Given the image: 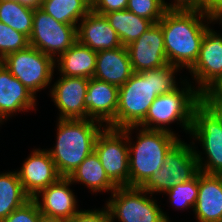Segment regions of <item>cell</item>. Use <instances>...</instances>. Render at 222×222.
Here are the masks:
<instances>
[{
	"instance_id": "obj_1",
	"label": "cell",
	"mask_w": 222,
	"mask_h": 222,
	"mask_svg": "<svg viewBox=\"0 0 222 222\" xmlns=\"http://www.w3.org/2000/svg\"><path fill=\"white\" fill-rule=\"evenodd\" d=\"M179 69L172 64L134 72L129 80L119 87L116 129L138 126L148 113L158 95L178 89L174 73Z\"/></svg>"
},
{
	"instance_id": "obj_2",
	"label": "cell",
	"mask_w": 222,
	"mask_h": 222,
	"mask_svg": "<svg viewBox=\"0 0 222 222\" xmlns=\"http://www.w3.org/2000/svg\"><path fill=\"white\" fill-rule=\"evenodd\" d=\"M207 19H206V18ZM209 22L216 21L203 11L166 10L159 20L164 36V47L169 64L190 69L198 58L202 39Z\"/></svg>"
},
{
	"instance_id": "obj_3",
	"label": "cell",
	"mask_w": 222,
	"mask_h": 222,
	"mask_svg": "<svg viewBox=\"0 0 222 222\" xmlns=\"http://www.w3.org/2000/svg\"><path fill=\"white\" fill-rule=\"evenodd\" d=\"M58 120L56 146L47 151L59 174L68 177L94 151L96 138L104 127L93 119Z\"/></svg>"
},
{
	"instance_id": "obj_4",
	"label": "cell",
	"mask_w": 222,
	"mask_h": 222,
	"mask_svg": "<svg viewBox=\"0 0 222 222\" xmlns=\"http://www.w3.org/2000/svg\"><path fill=\"white\" fill-rule=\"evenodd\" d=\"M137 127L123 128L129 145V187H141L158 172L168 152L180 141L174 133L142 128L136 144H132L129 135Z\"/></svg>"
},
{
	"instance_id": "obj_5",
	"label": "cell",
	"mask_w": 222,
	"mask_h": 222,
	"mask_svg": "<svg viewBox=\"0 0 222 222\" xmlns=\"http://www.w3.org/2000/svg\"><path fill=\"white\" fill-rule=\"evenodd\" d=\"M171 93L158 95L149 107L145 119L138 125L141 128L161 130L173 133L166 124L180 121L185 132L191 131L193 111L200 103V92L189 83ZM187 86V87H186ZM194 88V89H193ZM181 89V91H180ZM153 124V126H152ZM164 125V126H163Z\"/></svg>"
},
{
	"instance_id": "obj_6",
	"label": "cell",
	"mask_w": 222,
	"mask_h": 222,
	"mask_svg": "<svg viewBox=\"0 0 222 222\" xmlns=\"http://www.w3.org/2000/svg\"><path fill=\"white\" fill-rule=\"evenodd\" d=\"M195 151L190 144L180 140L168 152L160 170L151 175L140 188L151 197L155 192L165 193L177 183L193 179L200 172Z\"/></svg>"
},
{
	"instance_id": "obj_7",
	"label": "cell",
	"mask_w": 222,
	"mask_h": 222,
	"mask_svg": "<svg viewBox=\"0 0 222 222\" xmlns=\"http://www.w3.org/2000/svg\"><path fill=\"white\" fill-rule=\"evenodd\" d=\"M1 63L35 95L51 83L56 67L55 58L32 46L7 55Z\"/></svg>"
},
{
	"instance_id": "obj_8",
	"label": "cell",
	"mask_w": 222,
	"mask_h": 222,
	"mask_svg": "<svg viewBox=\"0 0 222 222\" xmlns=\"http://www.w3.org/2000/svg\"><path fill=\"white\" fill-rule=\"evenodd\" d=\"M106 203L112 222H170L149 193L140 187H117ZM145 194V195H143Z\"/></svg>"
},
{
	"instance_id": "obj_9",
	"label": "cell",
	"mask_w": 222,
	"mask_h": 222,
	"mask_svg": "<svg viewBox=\"0 0 222 222\" xmlns=\"http://www.w3.org/2000/svg\"><path fill=\"white\" fill-rule=\"evenodd\" d=\"M94 151L108 178L117 187H129L127 133L123 129L103 128L96 138Z\"/></svg>"
},
{
	"instance_id": "obj_10",
	"label": "cell",
	"mask_w": 222,
	"mask_h": 222,
	"mask_svg": "<svg viewBox=\"0 0 222 222\" xmlns=\"http://www.w3.org/2000/svg\"><path fill=\"white\" fill-rule=\"evenodd\" d=\"M190 134L201 142L207 156V160L203 163V157L199 151H195L199 171L205 174L222 175V128L201 103L194 108Z\"/></svg>"
},
{
	"instance_id": "obj_11",
	"label": "cell",
	"mask_w": 222,
	"mask_h": 222,
	"mask_svg": "<svg viewBox=\"0 0 222 222\" xmlns=\"http://www.w3.org/2000/svg\"><path fill=\"white\" fill-rule=\"evenodd\" d=\"M77 41V26L64 24L40 7L34 9L29 46L51 57L60 56Z\"/></svg>"
},
{
	"instance_id": "obj_12",
	"label": "cell",
	"mask_w": 222,
	"mask_h": 222,
	"mask_svg": "<svg viewBox=\"0 0 222 222\" xmlns=\"http://www.w3.org/2000/svg\"><path fill=\"white\" fill-rule=\"evenodd\" d=\"M200 93L214 91L222 83V36L209 27L194 65L189 69Z\"/></svg>"
},
{
	"instance_id": "obj_13",
	"label": "cell",
	"mask_w": 222,
	"mask_h": 222,
	"mask_svg": "<svg viewBox=\"0 0 222 222\" xmlns=\"http://www.w3.org/2000/svg\"><path fill=\"white\" fill-rule=\"evenodd\" d=\"M133 72H143L168 64L161 24L153 23L138 39L126 46Z\"/></svg>"
},
{
	"instance_id": "obj_14",
	"label": "cell",
	"mask_w": 222,
	"mask_h": 222,
	"mask_svg": "<svg viewBox=\"0 0 222 222\" xmlns=\"http://www.w3.org/2000/svg\"><path fill=\"white\" fill-rule=\"evenodd\" d=\"M32 152L23 162L20 171H17L22 187L30 198L62 177L46 149H35Z\"/></svg>"
},
{
	"instance_id": "obj_15",
	"label": "cell",
	"mask_w": 222,
	"mask_h": 222,
	"mask_svg": "<svg viewBox=\"0 0 222 222\" xmlns=\"http://www.w3.org/2000/svg\"><path fill=\"white\" fill-rule=\"evenodd\" d=\"M119 87L105 81L90 78L84 105L87 119H93L105 127L116 129V112L118 107Z\"/></svg>"
},
{
	"instance_id": "obj_16",
	"label": "cell",
	"mask_w": 222,
	"mask_h": 222,
	"mask_svg": "<svg viewBox=\"0 0 222 222\" xmlns=\"http://www.w3.org/2000/svg\"><path fill=\"white\" fill-rule=\"evenodd\" d=\"M89 79L62 76L52 87L51 97L60 111L59 119H87L84 98Z\"/></svg>"
},
{
	"instance_id": "obj_17",
	"label": "cell",
	"mask_w": 222,
	"mask_h": 222,
	"mask_svg": "<svg viewBox=\"0 0 222 222\" xmlns=\"http://www.w3.org/2000/svg\"><path fill=\"white\" fill-rule=\"evenodd\" d=\"M77 26V40L93 51L122 47L116 31L111 27L105 15L91 10Z\"/></svg>"
},
{
	"instance_id": "obj_18",
	"label": "cell",
	"mask_w": 222,
	"mask_h": 222,
	"mask_svg": "<svg viewBox=\"0 0 222 222\" xmlns=\"http://www.w3.org/2000/svg\"><path fill=\"white\" fill-rule=\"evenodd\" d=\"M71 184L72 181L68 177H61L41 190L34 197L41 214L70 219L78 213L80 210H77L75 195L69 188ZM39 196H42V202L39 201Z\"/></svg>"
},
{
	"instance_id": "obj_19",
	"label": "cell",
	"mask_w": 222,
	"mask_h": 222,
	"mask_svg": "<svg viewBox=\"0 0 222 222\" xmlns=\"http://www.w3.org/2000/svg\"><path fill=\"white\" fill-rule=\"evenodd\" d=\"M35 97L0 61V123L14 112L32 110Z\"/></svg>"
},
{
	"instance_id": "obj_20",
	"label": "cell",
	"mask_w": 222,
	"mask_h": 222,
	"mask_svg": "<svg viewBox=\"0 0 222 222\" xmlns=\"http://www.w3.org/2000/svg\"><path fill=\"white\" fill-rule=\"evenodd\" d=\"M193 212L198 222H222V175L199 172V192Z\"/></svg>"
},
{
	"instance_id": "obj_21",
	"label": "cell",
	"mask_w": 222,
	"mask_h": 222,
	"mask_svg": "<svg viewBox=\"0 0 222 222\" xmlns=\"http://www.w3.org/2000/svg\"><path fill=\"white\" fill-rule=\"evenodd\" d=\"M133 73L126 47L97 51L94 78L121 87Z\"/></svg>"
},
{
	"instance_id": "obj_22",
	"label": "cell",
	"mask_w": 222,
	"mask_h": 222,
	"mask_svg": "<svg viewBox=\"0 0 222 222\" xmlns=\"http://www.w3.org/2000/svg\"><path fill=\"white\" fill-rule=\"evenodd\" d=\"M57 59L58 69L61 76L93 78L97 52L78 40Z\"/></svg>"
},
{
	"instance_id": "obj_23",
	"label": "cell",
	"mask_w": 222,
	"mask_h": 222,
	"mask_svg": "<svg viewBox=\"0 0 222 222\" xmlns=\"http://www.w3.org/2000/svg\"><path fill=\"white\" fill-rule=\"evenodd\" d=\"M72 183L81 182L94 192L111 191L117 186L108 178L98 155L93 151L85 160L68 176Z\"/></svg>"
},
{
	"instance_id": "obj_24",
	"label": "cell",
	"mask_w": 222,
	"mask_h": 222,
	"mask_svg": "<svg viewBox=\"0 0 222 222\" xmlns=\"http://www.w3.org/2000/svg\"><path fill=\"white\" fill-rule=\"evenodd\" d=\"M111 27L116 31L121 44L126 47L138 39L153 22L128 10L112 11L105 14Z\"/></svg>"
},
{
	"instance_id": "obj_25",
	"label": "cell",
	"mask_w": 222,
	"mask_h": 222,
	"mask_svg": "<svg viewBox=\"0 0 222 222\" xmlns=\"http://www.w3.org/2000/svg\"><path fill=\"white\" fill-rule=\"evenodd\" d=\"M40 8L61 23L77 26L78 20L92 10V1L42 0Z\"/></svg>"
},
{
	"instance_id": "obj_26",
	"label": "cell",
	"mask_w": 222,
	"mask_h": 222,
	"mask_svg": "<svg viewBox=\"0 0 222 222\" xmlns=\"http://www.w3.org/2000/svg\"><path fill=\"white\" fill-rule=\"evenodd\" d=\"M29 199L16 171L0 173V222Z\"/></svg>"
},
{
	"instance_id": "obj_27",
	"label": "cell",
	"mask_w": 222,
	"mask_h": 222,
	"mask_svg": "<svg viewBox=\"0 0 222 222\" xmlns=\"http://www.w3.org/2000/svg\"><path fill=\"white\" fill-rule=\"evenodd\" d=\"M34 9L16 0H0V21L16 31L31 36Z\"/></svg>"
},
{
	"instance_id": "obj_28",
	"label": "cell",
	"mask_w": 222,
	"mask_h": 222,
	"mask_svg": "<svg viewBox=\"0 0 222 222\" xmlns=\"http://www.w3.org/2000/svg\"><path fill=\"white\" fill-rule=\"evenodd\" d=\"M199 192V173L190 181L177 183L165 193L169 194L170 203L176 208H194Z\"/></svg>"
},
{
	"instance_id": "obj_29",
	"label": "cell",
	"mask_w": 222,
	"mask_h": 222,
	"mask_svg": "<svg viewBox=\"0 0 222 222\" xmlns=\"http://www.w3.org/2000/svg\"><path fill=\"white\" fill-rule=\"evenodd\" d=\"M29 38L0 21V61L7 55L26 49Z\"/></svg>"
},
{
	"instance_id": "obj_30",
	"label": "cell",
	"mask_w": 222,
	"mask_h": 222,
	"mask_svg": "<svg viewBox=\"0 0 222 222\" xmlns=\"http://www.w3.org/2000/svg\"><path fill=\"white\" fill-rule=\"evenodd\" d=\"M165 0H128L126 10L158 23L166 11Z\"/></svg>"
},
{
	"instance_id": "obj_31",
	"label": "cell",
	"mask_w": 222,
	"mask_h": 222,
	"mask_svg": "<svg viewBox=\"0 0 222 222\" xmlns=\"http://www.w3.org/2000/svg\"><path fill=\"white\" fill-rule=\"evenodd\" d=\"M40 217L41 212L35 199L30 198L1 222H40Z\"/></svg>"
},
{
	"instance_id": "obj_32",
	"label": "cell",
	"mask_w": 222,
	"mask_h": 222,
	"mask_svg": "<svg viewBox=\"0 0 222 222\" xmlns=\"http://www.w3.org/2000/svg\"><path fill=\"white\" fill-rule=\"evenodd\" d=\"M200 103L216 118L222 128V99L214 92L200 94Z\"/></svg>"
},
{
	"instance_id": "obj_33",
	"label": "cell",
	"mask_w": 222,
	"mask_h": 222,
	"mask_svg": "<svg viewBox=\"0 0 222 222\" xmlns=\"http://www.w3.org/2000/svg\"><path fill=\"white\" fill-rule=\"evenodd\" d=\"M68 222H112L106 207L102 210L79 211L73 215Z\"/></svg>"
},
{
	"instance_id": "obj_34",
	"label": "cell",
	"mask_w": 222,
	"mask_h": 222,
	"mask_svg": "<svg viewBox=\"0 0 222 222\" xmlns=\"http://www.w3.org/2000/svg\"><path fill=\"white\" fill-rule=\"evenodd\" d=\"M128 0H93L92 10L95 13L105 15L112 11L126 10Z\"/></svg>"
},
{
	"instance_id": "obj_35",
	"label": "cell",
	"mask_w": 222,
	"mask_h": 222,
	"mask_svg": "<svg viewBox=\"0 0 222 222\" xmlns=\"http://www.w3.org/2000/svg\"><path fill=\"white\" fill-rule=\"evenodd\" d=\"M166 10H197L203 11L204 0H174V3H164Z\"/></svg>"
},
{
	"instance_id": "obj_36",
	"label": "cell",
	"mask_w": 222,
	"mask_h": 222,
	"mask_svg": "<svg viewBox=\"0 0 222 222\" xmlns=\"http://www.w3.org/2000/svg\"><path fill=\"white\" fill-rule=\"evenodd\" d=\"M203 12L210 18L222 19V0H204Z\"/></svg>"
},
{
	"instance_id": "obj_37",
	"label": "cell",
	"mask_w": 222,
	"mask_h": 222,
	"mask_svg": "<svg viewBox=\"0 0 222 222\" xmlns=\"http://www.w3.org/2000/svg\"><path fill=\"white\" fill-rule=\"evenodd\" d=\"M20 4L30 7L32 9L39 8L41 6L42 0H16Z\"/></svg>"
},
{
	"instance_id": "obj_38",
	"label": "cell",
	"mask_w": 222,
	"mask_h": 222,
	"mask_svg": "<svg viewBox=\"0 0 222 222\" xmlns=\"http://www.w3.org/2000/svg\"><path fill=\"white\" fill-rule=\"evenodd\" d=\"M40 222H68V219L41 214Z\"/></svg>"
},
{
	"instance_id": "obj_39",
	"label": "cell",
	"mask_w": 222,
	"mask_h": 222,
	"mask_svg": "<svg viewBox=\"0 0 222 222\" xmlns=\"http://www.w3.org/2000/svg\"><path fill=\"white\" fill-rule=\"evenodd\" d=\"M214 92L222 99V83L214 90Z\"/></svg>"
}]
</instances>
